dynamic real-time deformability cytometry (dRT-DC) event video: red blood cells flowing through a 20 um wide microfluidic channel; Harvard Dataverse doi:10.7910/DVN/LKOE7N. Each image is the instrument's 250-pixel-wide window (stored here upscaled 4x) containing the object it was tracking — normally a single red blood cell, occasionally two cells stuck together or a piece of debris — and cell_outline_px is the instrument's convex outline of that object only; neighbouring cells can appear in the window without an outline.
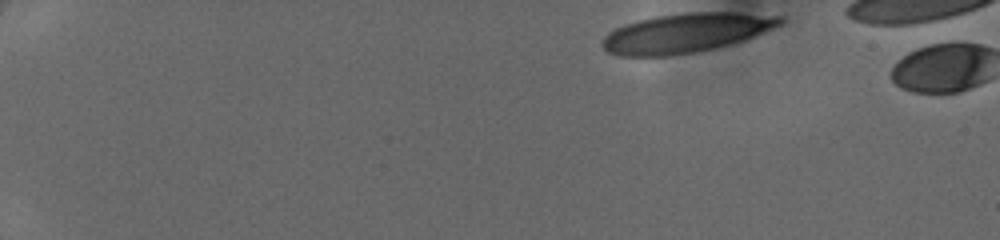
{"species": "human", "species_latin": "Homo sapiens", "temperature_condition": "cold", "stored_images_in_passage": 3, "segment_of_instrument_passage": [1, 2], "camera_frame_rate_fps": 3000, "um_per_image_px": 0.085, "donor": {"sex": "female"}, "frame": {"image": 1, "passage_image": 1, "time_ms": 0.0, "image_size_px": [1000, 240], "cell_outline_px": [[784, 24], [744, 40], [712, 48], [692, 52], [668, 56], [620, 56], [608, 52], [600, 44], [604, 36], [608, 32], [624, 24], [656, 16], [684, 12], [736, 12], [784, 16]], "centroid_in_image_um": [58.31, 2.78], "position_along_channel_um": 26.7, "area_um2": 40.69}}